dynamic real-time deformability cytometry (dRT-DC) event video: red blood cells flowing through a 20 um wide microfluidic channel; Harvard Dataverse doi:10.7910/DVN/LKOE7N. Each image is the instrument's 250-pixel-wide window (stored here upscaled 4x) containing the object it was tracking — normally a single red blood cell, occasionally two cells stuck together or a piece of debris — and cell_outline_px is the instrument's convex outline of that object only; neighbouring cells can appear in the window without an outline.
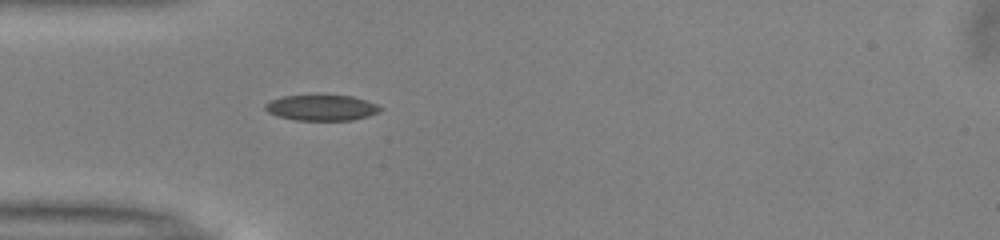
{"species": "common noctule bat (a hibernating species)", "species_latin": "Nyctalus noctula", "temperature_condition": "warm", "stored_images_in_passage": 34, "camera_frame_rate_fps": 3000, "um_per_image_px": 0.085, "animal": {"sex": "male", "body_mass_g": 13.0, "forearm_length_mm": 53.1}, "frame": {"image": 1, "passage_image": 1, "time_ms": 0.0, "image_size_px": [1000, 240], "cell_outline_px": [[380, 112], [368, 116], [352, 120], [296, 120], [276, 116], [268, 112], [264, 108], [264, 104], [272, 100], [284, 96], [316, 92], [352, 96], [376, 104], [380, 108]], "centroid_in_image_um": [27.29, 9.11], "position_along_channel_um": 57.7, "area_um2": 17.92}}
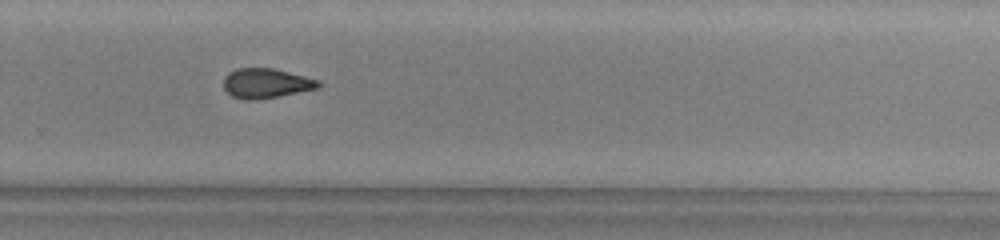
{"frame": {"image": 2, "passage_image": 20, "time_ms": 6.333, "image_size_px": [1000, 240], "cell_outline_px": [[324, 84], [316, 88], [260, 100], [244, 100], [232, 96], [224, 88], [224, 76], [228, 72], [236, 68], [272, 68], [320, 80]], "centroid_in_image_um": [22.6, 7.08], "position_along_channel_um": 307.2, "area_um2": 16.47}}
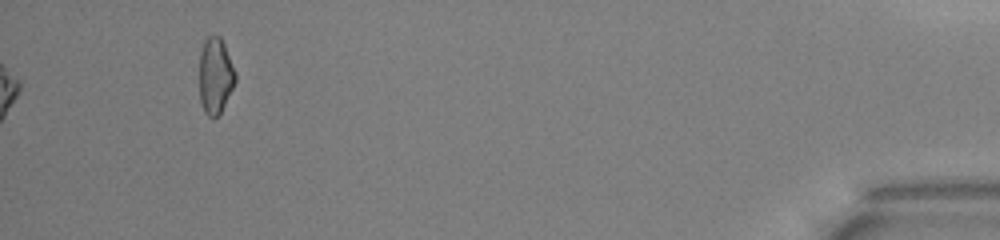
{"frame": {"image": 3, "passage_image": 34, "time_ms": 11.0, "image_size_px": [1000, 240], "cell_outline_px": [[236, 80], [220, 116], [208, 116], [204, 112], [200, 100], [200, 52], [204, 40], [208, 36], [220, 36], [224, 44], [236, 72]], "centroid_in_image_um": [18.31, 6.45], "position_along_channel_um": 416.9, "area_um2": 16.01}, "authors_computed_cell_mechanics": {"area_um2": 16.5308, "velocity_mm_per_s": 3.9901, "shape_relaxation_time_tau1_ms": 8.3192, "shape_relaxation_time_tau2_ms": 4.3901, "deformation_change_tau1": 0.17, "deformation_change_tau2": 0.1128}}